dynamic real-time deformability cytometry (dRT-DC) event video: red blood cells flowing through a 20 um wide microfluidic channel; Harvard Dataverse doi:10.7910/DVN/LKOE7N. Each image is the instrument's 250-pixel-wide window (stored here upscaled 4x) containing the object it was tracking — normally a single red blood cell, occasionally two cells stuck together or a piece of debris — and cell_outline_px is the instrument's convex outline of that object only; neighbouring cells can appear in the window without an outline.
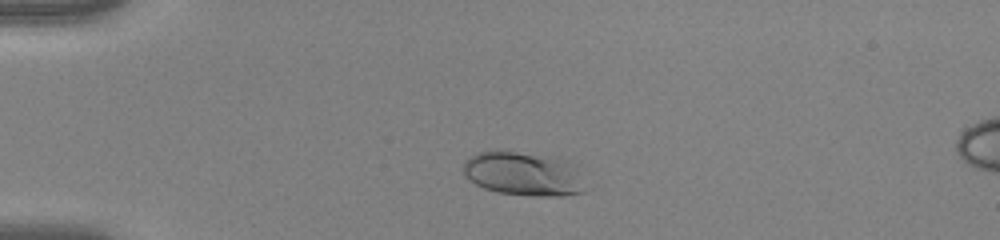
{"species": "human", "species_latin": "Homo sapiens", "temperature_condition": "warm", "stored_images_in_passage": 46, "camera_frame_rate_fps": 3000, "um_per_image_px": 0.085, "donor": {"sex": "female"}, "frame": {"image": 1, "passage_image": 7, "time_ms": 2.0, "image_size_px": [1000, 240], "cell_outline_px": [[584, 192], [564, 196], [536, 196], [500, 192], [484, 188], [468, 180], [464, 172], [464, 160], [476, 152], [496, 148], [552, 156], [564, 160]], "centroid_in_image_um": [44.29, 14.73], "position_along_channel_um": 40.7, "area_um2": 30.63}}
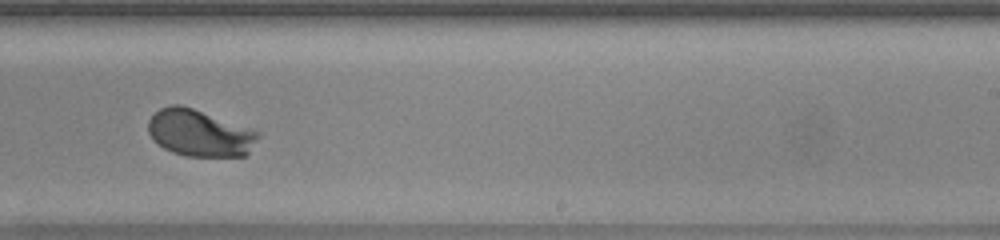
{"frame": {"image": 2, "passage_image": 28, "time_ms": 9.0, "image_size_px": [1000, 240], "cell_outline_px": [[260, 136], [248, 152], [244, 156], [184, 156], [172, 152], [164, 148], [152, 140], [148, 132], [148, 120], [160, 108], [168, 104], [180, 104], [192, 108], [260, 132]], "centroid_in_image_um": [16.92, 11.31], "position_along_channel_um": 272.1, "area_um2": 29.82}}
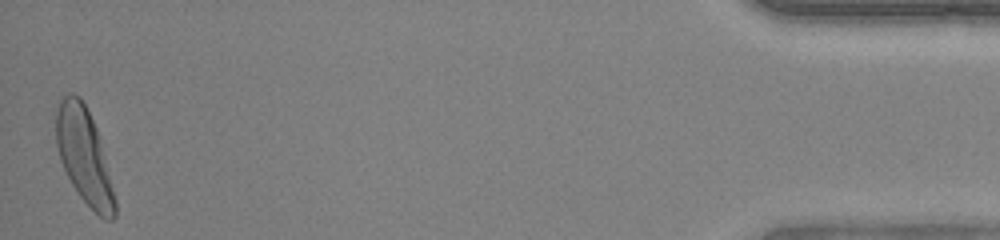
{"frame": {"image": 3, "passage_image": 46, "time_ms": 15.0, "image_size_px": [1000, 240], "cell_outline_px": [[116, 216], [112, 220], [104, 220], [80, 196], [72, 184], [60, 160], [56, 144], [56, 112], [60, 100], [68, 92], [72, 92], [80, 96], [96, 128], [116, 200]], "centroid_in_image_um": [7.14, 13.25], "position_along_channel_um": 428.1, "area_um2": 32.02}, "authors_computed_cell_mechanics": {"area_um2": 30.2872, "velocity_mm_per_s": 3.9501, "shape_relaxation_time_tau1_ms": 1.6606, "shape_relaxation_time_tau2_ms": null, "deformation_change_tau1": 0.1635, "deformation_change_tau2": null}}